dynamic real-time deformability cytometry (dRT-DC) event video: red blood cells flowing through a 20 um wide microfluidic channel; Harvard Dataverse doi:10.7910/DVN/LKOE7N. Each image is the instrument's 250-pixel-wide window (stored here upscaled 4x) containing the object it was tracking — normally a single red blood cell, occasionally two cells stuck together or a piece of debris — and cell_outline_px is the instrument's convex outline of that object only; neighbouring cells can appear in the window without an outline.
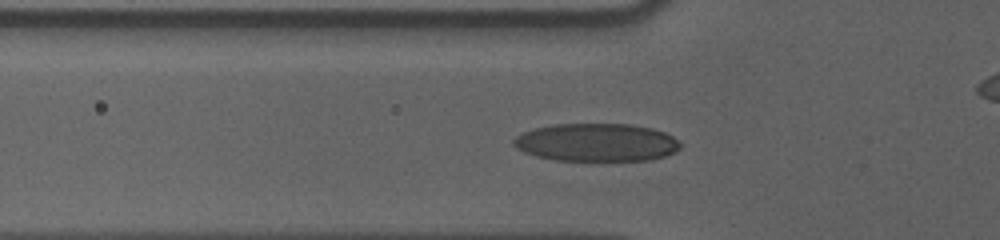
{"species": "human", "species_latin": "Homo sapiens", "temperature_condition": "cold", "stored_images_in_passage": 54, "camera_frame_rate_fps": 3000, "um_per_image_px": 0.085, "donor": {"sex": "male"}, "frame": {"image": 1, "passage_image": 15, "time_ms": 4.667, "image_size_px": [1000, 240], "cell_outline_px": [[680, 148], [676, 152], [664, 156], [648, 160], [600, 164], [556, 160], [536, 156], [524, 152], [516, 148], [512, 144], [512, 140], [516, 136], [532, 128], [552, 124], [632, 124], [652, 128], [664, 132], [672, 136], [680, 144]], "centroid_in_image_um": [50.69, 12.15], "position_along_channel_um": 75.1, "area_um2": 38.26}}
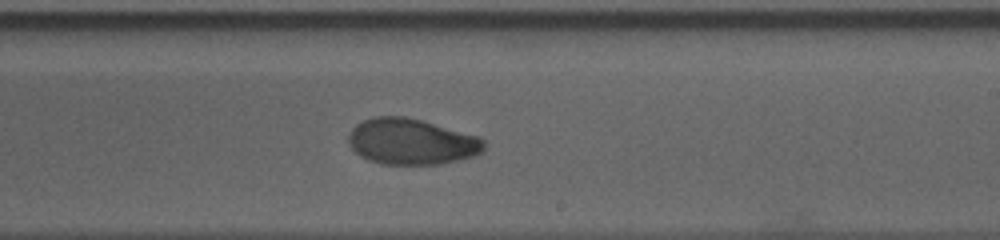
{"frame": {"image": 2, "passage_image": 30, "time_ms": 9.667, "image_size_px": [1000, 240], "cell_outline_px": [[484, 148], [476, 156], [440, 164], [380, 164], [368, 160], [360, 156], [348, 144], [348, 136], [352, 128], [356, 124], [364, 120], [376, 116], [404, 116], [424, 120], [480, 136], [484, 140]], "centroid_in_image_um": [34.98, 12.03], "position_along_channel_um": 254.0, "area_um2": 36.65}}
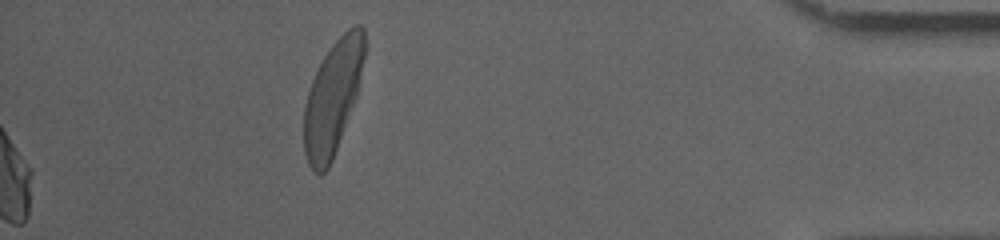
{"frame": {"image": 3, "passage_image": 54, "time_ms": 17.667, "image_size_px": [1000, 240], "cell_outline_px": [[368, 44], [360, 80], [356, 96], [332, 160], [328, 168], [320, 176], [312, 172], [308, 164], [304, 152], [304, 104], [312, 80], [324, 56], [332, 44], [348, 28], [356, 24], [360, 24], [364, 28]], "centroid_in_image_um": [28.3, 8.26], "position_along_channel_um": 406.9, "area_um2": 40.23}, "authors_computed_cell_mechanics": {"area_um2": 35.5759, "velocity_mm_per_s": 3.5794, "shape_relaxation_time_tau1_ms": 5.912, "shape_relaxation_time_tau2_ms": 2.5785, "deformation_change_tau1": 0.1687, "deformation_change_tau2": 0.0524}}